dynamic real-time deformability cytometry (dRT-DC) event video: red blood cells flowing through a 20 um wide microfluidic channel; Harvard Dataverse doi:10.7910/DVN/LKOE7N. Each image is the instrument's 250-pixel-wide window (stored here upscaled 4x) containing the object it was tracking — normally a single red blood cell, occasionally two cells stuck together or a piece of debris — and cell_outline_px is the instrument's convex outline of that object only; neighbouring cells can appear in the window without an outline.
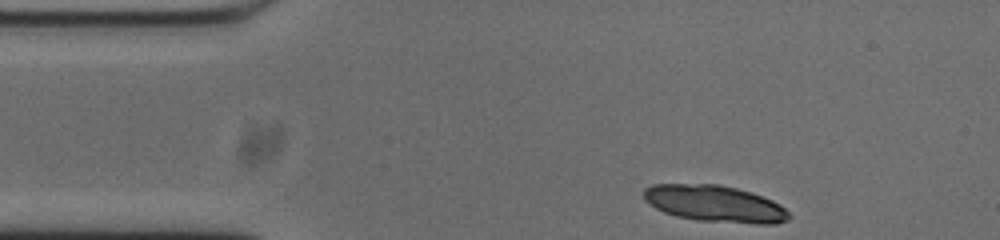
{"species": "common noctule bat (a hibernating species)", "species_latin": "Nyctalus noctula", "temperature_condition": "cold", "stored_images_in_passage": 47, "camera_frame_rate_fps": 3000, "um_per_image_px": 0.085, "animal": {"sex": "male", "body_mass_g": 20.0, "forearm_length_mm": 53.3}, "frame": {"image": 1, "passage_image": 1, "time_ms": 0.0, "image_size_px": [1000, 240], "cell_outline_px": [[792, 216], [788, 220], [776, 224], [756, 224], [696, 220], [676, 216], [664, 212], [648, 204], [644, 200], [644, 188], [652, 184], [716, 184], [736, 188], [772, 200], [780, 204]], "centroid_in_image_um": [60.75, 17.32], "position_along_channel_um": 24.3, "area_um2": 31.04}}
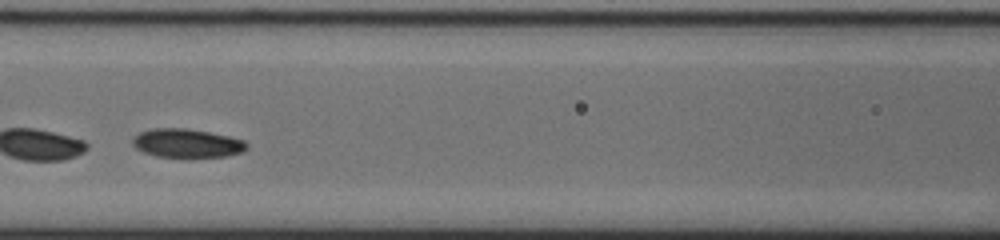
{"frame": {"image": 2, "passage_image": 16, "time_ms": 5.0, "image_size_px": [1000, 240], "cell_outline_px": [[248, 148], [244, 152], [224, 156], [156, 156], [144, 152], [136, 148], [132, 144], [132, 136], [140, 132], [152, 128], [184, 128], [208, 132], [228, 136], [244, 140], [248, 144]], "centroid_in_image_um": [15.88, 12.15], "position_along_channel_um": 150.7, "area_um2": 18.9}}
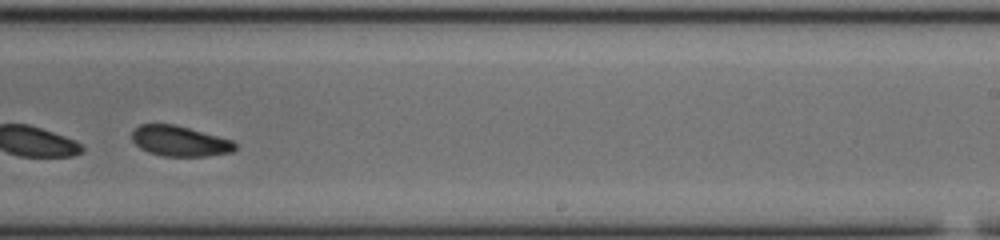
{"frame": {"image": 3, "passage_image": 26, "time_ms": 8.333, "image_size_px": [1000, 240], "cell_outline_px": [[236, 148], [232, 152], [208, 156], [164, 156], [148, 152], [140, 148], [132, 140], [132, 132], [140, 124], [172, 124], [188, 128], [232, 140], [236, 144]], "centroid_in_image_um": [15.27, 12.0], "position_along_channel_um": 273.7, "area_um2": 18.09}, "authors_computed_cell_mechanics": {"area_um2": 19.7098, "velocity_mm_per_s": 3.7017, "shape_relaxation_time_tau1_ms": 7.7782, "shape_relaxation_time_tau2_ms": 5.0871, "deformation_change_tau1": 0.1327, "deformation_change_tau2": 0.1}}